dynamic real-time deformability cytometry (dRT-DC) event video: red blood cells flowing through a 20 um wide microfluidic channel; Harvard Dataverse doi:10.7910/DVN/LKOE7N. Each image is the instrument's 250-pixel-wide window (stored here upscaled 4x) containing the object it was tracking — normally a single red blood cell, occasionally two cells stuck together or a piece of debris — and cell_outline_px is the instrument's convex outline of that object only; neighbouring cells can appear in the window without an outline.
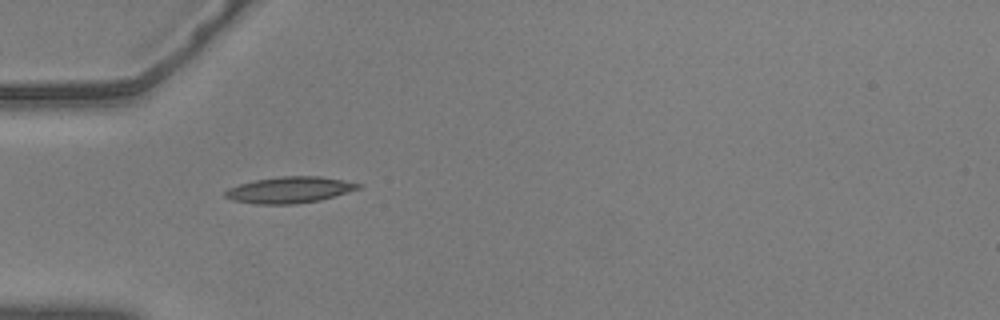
{"species": "common noctule bat (a hibernating species)", "species_latin": "Nyctalus noctula", "temperature_condition": "warm", "stored_images_in_passage": 35, "camera_frame_rate_fps": 3000, "um_per_image_px": 0.085, "animal": {"sex": "male", "body_mass_g": 20.5, "forearm_length_mm": 52.5}, "frame": {"image": 1, "passage_image": 1, "time_ms": 0.0, "image_size_px": [1000, 320], "cell_outline_px": [[364, 184], [360, 188], [348, 192], [320, 200], [296, 204], [256, 204], [232, 200], [224, 196], [224, 192], [228, 188], [240, 184], [256, 180], [280, 176], [320, 176], [344, 180]], "centroid_in_image_um": [24.63, 16.14], "position_along_channel_um": 60.4, "area_um2": 20.4}}
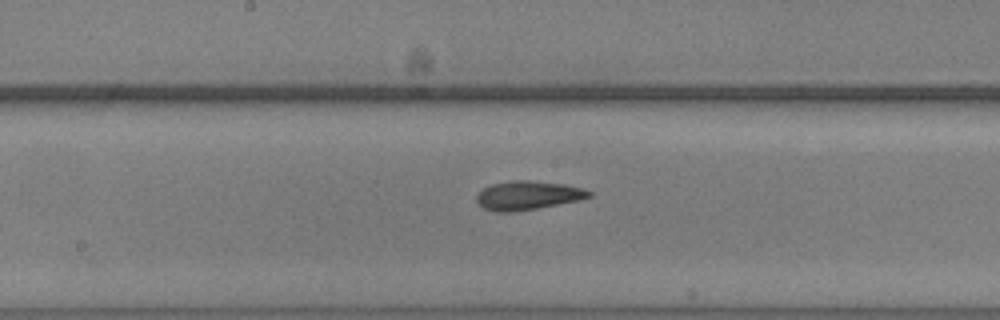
{"frame": {"image": 2, "passage_image": 13, "time_ms": 4.0, "image_size_px": [1000, 320], "cell_outline_px": [[592, 196], [580, 200], [536, 208], [512, 212], [496, 212], [484, 208], [476, 200], [476, 196], [484, 188], [492, 184], [512, 180], [528, 180], [564, 184], [584, 188], [592, 192]], "centroid_in_image_um": [44.89, 16.6], "position_along_channel_um": 203.3, "area_um2": 18.79}}
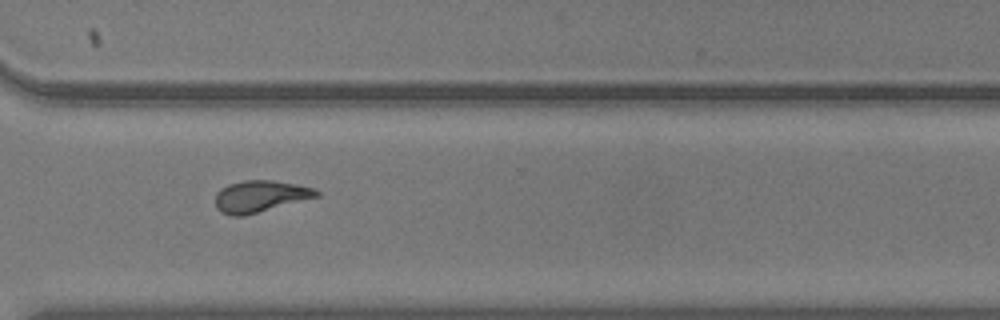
{"frame": {"image": 3, "passage_image": 25, "time_ms": 8.0, "image_size_px": [1000, 320], "cell_outline_px": [[320, 196], [244, 216], [232, 216], [220, 212], [216, 208], [216, 192], [220, 188], [228, 184], [240, 180], [272, 180], [296, 184], [316, 188], [320, 192]], "centroid_in_image_um": [22.11, 16.68], "position_along_channel_um": 348.5, "area_um2": 18.9}, "authors_computed_cell_mechanics": {"area_um2": 18.0336, "velocity_mm_per_s": 3.6481, "shape_relaxation_time_tau1_ms": 7.0506, "shape_relaxation_time_tau2_ms": 3.3828, "deformation_change_tau1": 0.2129, "deformation_change_tau2": 0.112}}